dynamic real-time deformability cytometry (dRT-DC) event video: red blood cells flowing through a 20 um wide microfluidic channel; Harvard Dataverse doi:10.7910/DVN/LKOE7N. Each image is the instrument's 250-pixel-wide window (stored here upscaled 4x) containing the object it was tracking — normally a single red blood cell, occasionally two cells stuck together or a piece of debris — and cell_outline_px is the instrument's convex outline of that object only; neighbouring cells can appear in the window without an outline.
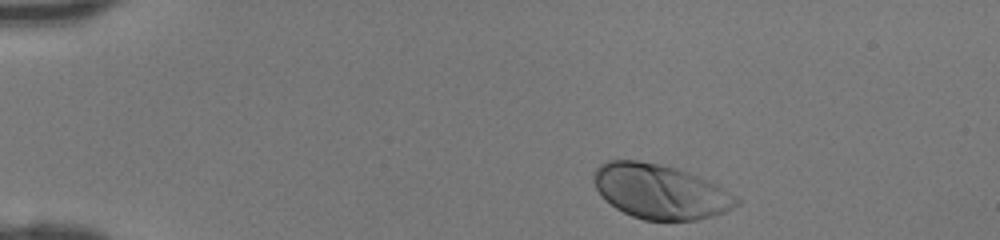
{"species": "human", "species_latin": "Homo sapiens", "temperature_condition": "room temperature", "stored_images_in_passage": 34, "camera_frame_rate_fps": 3000, "um_per_image_px": 0.085, "donor": {"sex": "female"}, "frame": {"image": 1, "passage_image": 1, "time_ms": 0.0, "image_size_px": [1000, 240], "cell_outline_px": [[740, 204], [724, 212], [712, 216], [696, 220], [644, 220], [632, 216], [616, 208], [604, 200], [596, 188], [592, 180], [592, 172], [600, 164], [608, 160], [636, 160], [660, 164], [676, 168], [688, 172], [716, 184], [736, 196], [740, 200]], "centroid_in_image_um": [56.08, 16.27], "position_along_channel_um": 28.9, "area_um2": 45.43}}
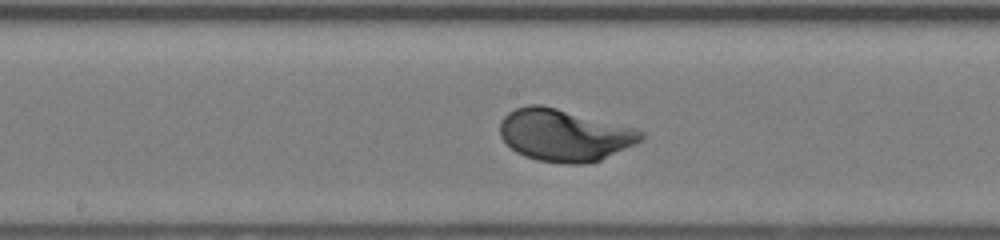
{"frame": {"image": 2, "passage_image": 18, "time_ms": 5.667, "image_size_px": [1000, 240], "cell_outline_px": [[644, 140], [636, 144], [600, 160], [588, 164], [564, 164], [536, 160], [524, 156], [516, 152], [500, 136], [500, 120], [508, 112], [516, 108], [528, 104], [540, 104], [556, 108], [632, 128], [644, 132]], "centroid_in_image_um": [47.95, 11.5], "position_along_channel_um": 200.3, "area_um2": 42.66}}
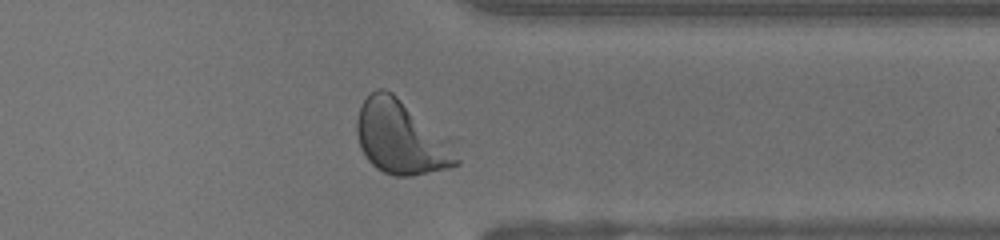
{"frame": {"image": 3, "passage_image": 30, "time_ms": 9.667, "image_size_px": [1000, 240], "cell_outline_px": [[460, 164], [448, 168], [412, 176], [396, 176], [384, 172], [376, 168], [368, 160], [360, 148], [356, 132], [356, 120], [360, 108], [364, 100], [376, 88], [384, 88], [392, 92], [460, 160]], "centroid_in_image_um": [33.91, 11.74], "position_along_channel_um": 377.5, "area_um2": 40.17}}